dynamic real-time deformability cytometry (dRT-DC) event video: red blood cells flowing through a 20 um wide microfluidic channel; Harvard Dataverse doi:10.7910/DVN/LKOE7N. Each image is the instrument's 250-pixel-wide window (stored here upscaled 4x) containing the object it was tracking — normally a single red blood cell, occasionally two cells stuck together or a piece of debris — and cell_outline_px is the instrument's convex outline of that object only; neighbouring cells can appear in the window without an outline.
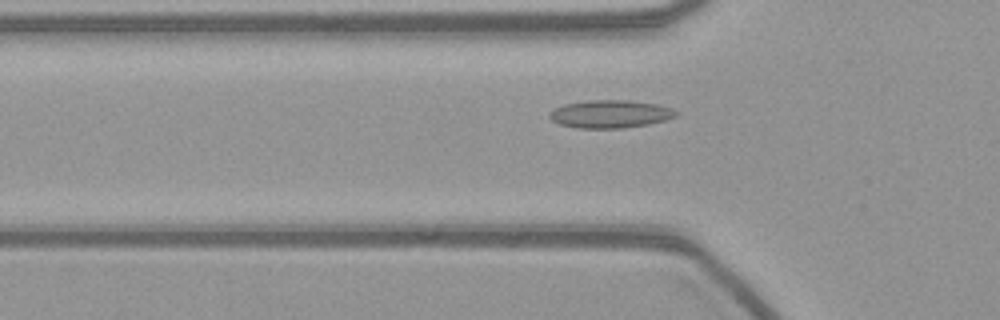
{"species": "common noctule bat (a hibernating species)", "species_latin": "Nyctalus noctula", "temperature_condition": "warm", "stored_images_in_passage": 53, "camera_frame_rate_fps": 3000, "um_per_image_px": 0.085, "animal": {"sex": "female", "body_mass_g": 21.9}, "frame": {"image": 1, "passage_image": 15, "time_ms": 4.667, "image_size_px": [1000, 320], "cell_outline_px": [[680, 112], [676, 116], [664, 120], [648, 124], [620, 128], [576, 128], [560, 124], [552, 120], [548, 116], [548, 112], [564, 104], [588, 100], [628, 100], [656, 104], [672, 108]], "centroid_in_image_um": [51.86, 9.68], "position_along_channel_um": 73.9, "area_um2": 20.52}}
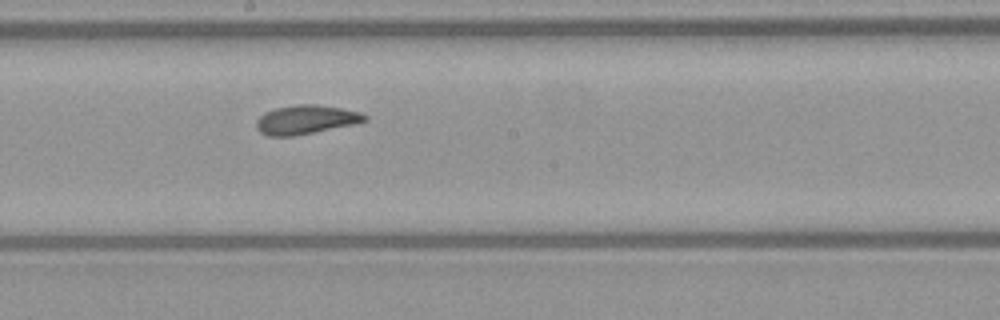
{"frame": {"image": 2, "passage_image": 27, "time_ms": 8.667, "image_size_px": [1000, 320], "cell_outline_px": [[368, 120], [352, 124], [292, 136], [268, 136], [260, 132], [256, 128], [256, 120], [264, 112], [276, 108], [296, 104], [316, 104], [340, 108], [360, 112], [368, 116]], "centroid_in_image_um": [25.96, 10.16], "position_along_channel_um": 222.2, "area_um2": 18.09}}
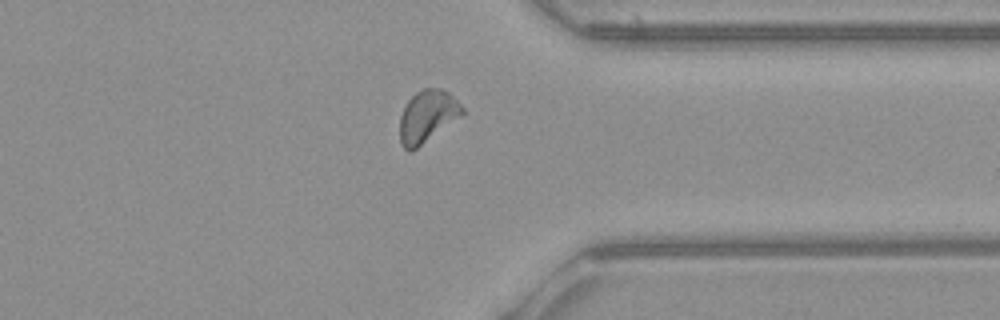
{"frame": {"image": 3, "passage_image": 40, "time_ms": 13.0, "image_size_px": [1000, 320], "cell_outline_px": [[464, 112], [460, 116], [412, 152], [408, 152], [400, 144], [400, 116], [408, 100], [416, 92], [424, 88], [440, 88], [448, 92], [464, 108]], "centroid_in_image_um": [36.29, 9.9], "position_along_channel_um": 375.1, "area_um2": 18.79}}